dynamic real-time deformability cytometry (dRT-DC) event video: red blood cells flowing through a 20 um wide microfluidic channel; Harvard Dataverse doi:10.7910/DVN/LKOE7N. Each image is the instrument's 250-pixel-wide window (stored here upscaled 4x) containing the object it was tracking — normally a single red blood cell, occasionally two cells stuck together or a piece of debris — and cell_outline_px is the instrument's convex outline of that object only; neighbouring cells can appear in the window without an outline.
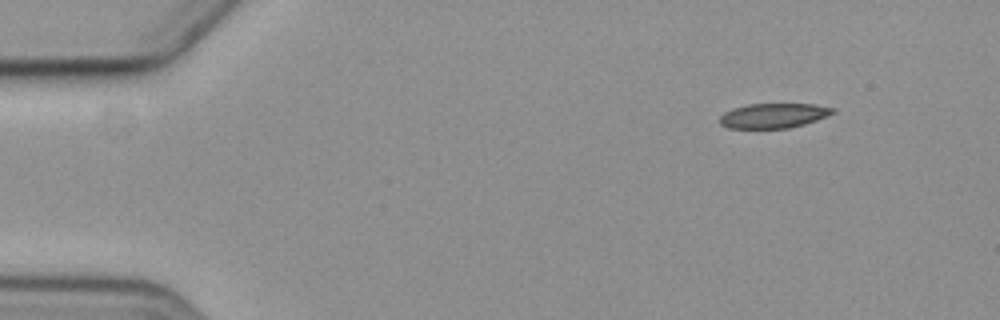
{"species": "common noctule bat (a hibernating species)", "species_latin": "Nyctalus noctula", "temperature_condition": "cold", "stored_images_in_passage": 4, "camera_frame_rate_fps": 3000, "um_per_image_px": 0.085, "animal": {"sex": "female", "body_mass_g": 19.3, "forearm_length_mm": 54.1}, "frame": {"image": 1, "passage_image": 1, "time_ms": 0.0, "image_size_px": [1000, 320], "cell_outline_px": [[836, 112], [816, 120], [804, 124], [788, 128], [728, 128], [720, 124], [720, 116], [724, 112], [732, 108], [748, 104], [816, 104], [836, 108]], "centroid_in_image_um": [65.75, 9.82], "position_along_channel_um": 19.2, "area_um2": 16.36}}
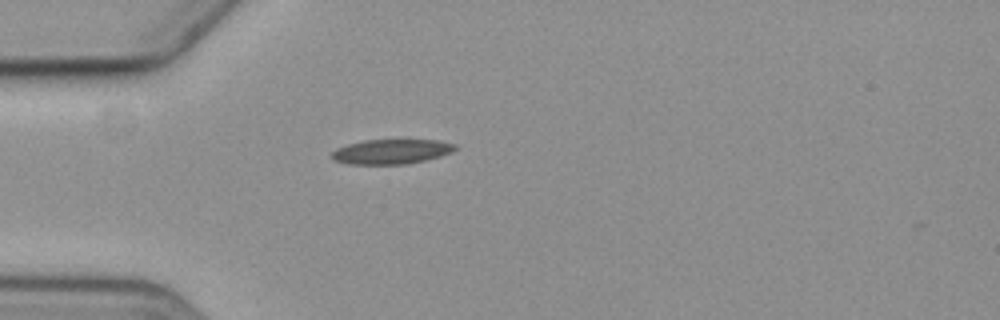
{"frame": {"image": 2, "passage_image": 4, "time_ms": 3.333, "image_size_px": [1000, 320], "cell_outline_px": [[460, 148], [452, 152], [440, 156], [408, 164], [348, 164], [336, 160], [332, 156], [332, 152], [336, 148], [348, 144], [364, 140], [440, 140], [456, 144]], "centroid_in_image_um": [33.33, 12.88], "position_along_channel_um": 51.7, "area_um2": 17.8}}